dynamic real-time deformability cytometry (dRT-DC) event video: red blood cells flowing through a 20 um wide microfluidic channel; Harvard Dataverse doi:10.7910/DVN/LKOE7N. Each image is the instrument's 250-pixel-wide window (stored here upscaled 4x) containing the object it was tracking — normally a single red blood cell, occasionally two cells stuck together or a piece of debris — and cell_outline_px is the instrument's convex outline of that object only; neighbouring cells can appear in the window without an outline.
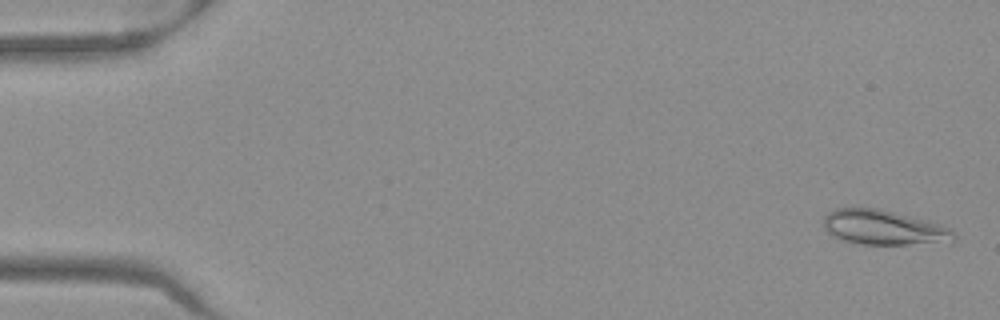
{"species": "Egyptian fruit bat (a non-hibernating species)", "species_latin": "Rousettus aegyptiacus", "temperature_condition": "warm", "stored_images_in_passage": 51, "camera_frame_rate_fps": 3000, "um_per_image_px": 0.085, "frame": {"image": 1, "passage_image": 2, "time_ms": 0.333, "image_size_px": [1000, 320], "cell_outline_px": [[956, 240], [908, 244], [864, 244], [844, 240], [832, 236], [824, 228], [824, 216], [828, 212], [836, 208], [876, 208], [924, 220], [952, 228], [956, 232]], "centroid_in_image_um": [75.09, 19.33], "position_along_channel_um": 9.9, "area_um2": 25.89}}
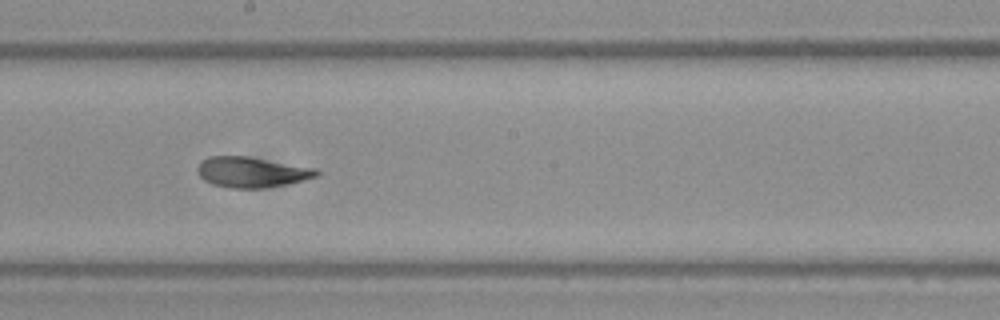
{"frame": {"image": 2, "passage_image": 29, "time_ms": 9.333, "image_size_px": [1000, 320], "cell_outline_px": [[320, 172], [316, 176], [304, 180], [264, 188], [232, 188], [212, 184], [204, 180], [196, 172], [196, 168], [200, 160], [208, 156], [248, 156], [320, 168]], "centroid_in_image_um": [21.39, 14.61], "position_along_channel_um": 226.8, "area_um2": 21.44}}
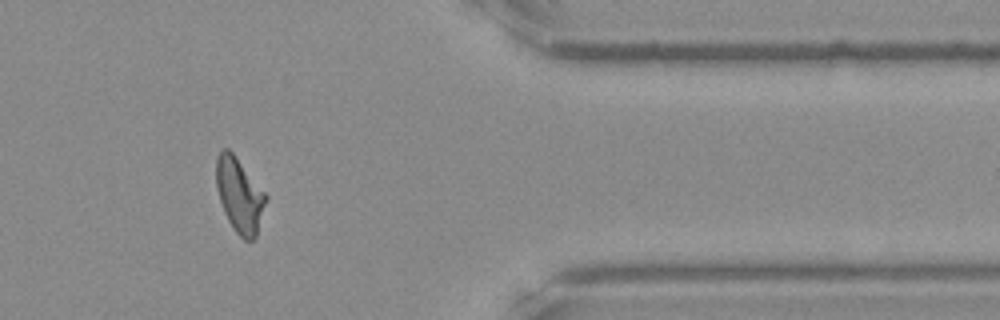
{"frame": {"image": 3, "passage_image": 43, "time_ms": 14.0, "image_size_px": [1000, 320], "cell_outline_px": [[268, 200], [256, 236], [252, 240], [244, 240], [232, 228], [224, 212], [216, 188], [216, 156], [224, 148], [228, 148], [232, 152], [268, 196]], "centroid_in_image_um": [20.36, 16.6], "position_along_channel_um": 391.0, "area_um2": 21.56}, "authors_computed_cell_mechanics": {"area_um2": 21.4438, "velocity_mm_per_s": 3.9794, "shape_relaxation_time_tau1_ms": 8.1053, "shape_relaxation_time_tau2_ms": 2.2192, "deformation_change_tau1": 0.204, "deformation_change_tau2": 0.0696}}